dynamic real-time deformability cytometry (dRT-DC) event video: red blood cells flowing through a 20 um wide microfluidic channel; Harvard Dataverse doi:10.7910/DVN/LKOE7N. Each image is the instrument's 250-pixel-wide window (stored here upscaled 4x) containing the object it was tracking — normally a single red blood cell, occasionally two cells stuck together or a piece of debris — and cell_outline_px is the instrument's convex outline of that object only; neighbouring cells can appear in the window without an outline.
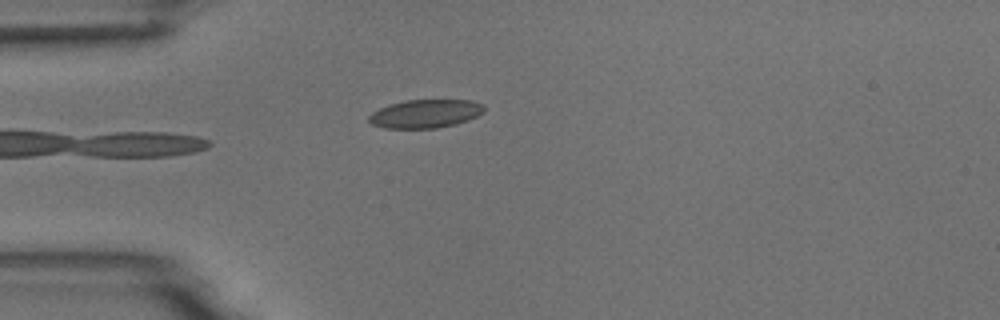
{"species": "common noctule bat (a hibernating species)", "species_latin": "Nyctalus noctula", "temperature_condition": "room temperature", "stored_images_in_passage": 1, "camera_frame_rate_fps": 3000, "um_per_image_px": 0.085, "animal": {"sex": "male", "body_mass_g": 18.8}, "frame": {"image": 1, "passage_image": 1, "time_ms": 0.0, "image_size_px": [1000, 320], "cell_outline_px": [[484, 112], [468, 120], [456, 124], [436, 128], [384, 128], [372, 124], [368, 120], [368, 116], [372, 112], [380, 108], [392, 104], [408, 100], [472, 100], [484, 104]], "centroid_in_image_um": [36.18, 9.67], "position_along_channel_um": 48.8, "area_um2": 19.02}}